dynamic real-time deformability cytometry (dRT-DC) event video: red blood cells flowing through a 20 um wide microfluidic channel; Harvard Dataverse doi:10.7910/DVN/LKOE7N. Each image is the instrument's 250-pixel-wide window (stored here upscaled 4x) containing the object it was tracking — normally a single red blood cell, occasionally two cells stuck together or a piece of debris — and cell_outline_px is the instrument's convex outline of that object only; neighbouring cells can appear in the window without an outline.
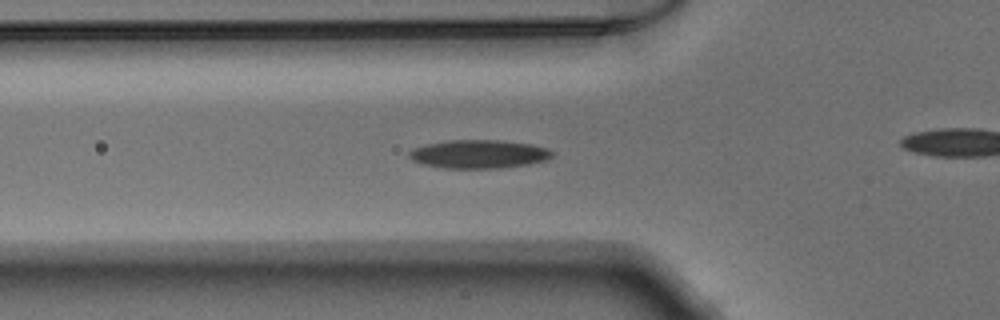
{"species": "Egyptian fruit bat (a non-hibernating species)", "species_latin": "Rousettus aegyptiacus", "temperature_condition": "warm", "stored_images_in_passage": 43, "camera_frame_rate_fps": 3000, "um_per_image_px": 0.085, "animal": {"sex": "male"}, "frame": {"image": 1, "passage_image": 9, "time_ms": 2.667, "image_size_px": [1000, 320], "cell_outline_px": [[556, 152], [548, 160], [528, 164], [500, 168], [444, 168], [420, 164], [412, 160], [408, 156], [408, 152], [412, 148], [428, 144], [448, 140], [500, 140], [532, 144], [548, 148]], "centroid_in_image_um": [40.71, 13.1], "position_along_channel_um": 85.1, "area_um2": 23.99}}
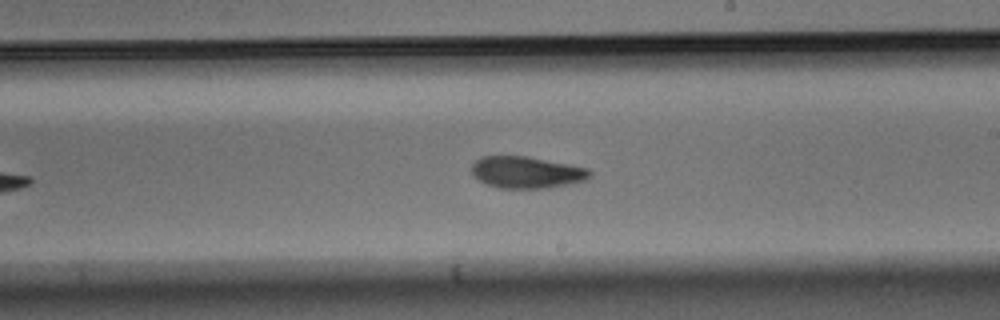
{"frame": {"image": 2, "passage_image": 21, "time_ms": 6.667, "image_size_px": [1000, 320], "cell_outline_px": [[592, 176], [588, 180], [572, 184], [548, 188], [496, 188], [480, 180], [472, 172], [472, 164], [480, 156], [528, 156], [588, 168], [592, 172]], "centroid_in_image_um": [44.81, 14.65], "position_along_channel_um": 244.2, "area_um2": 22.02}}
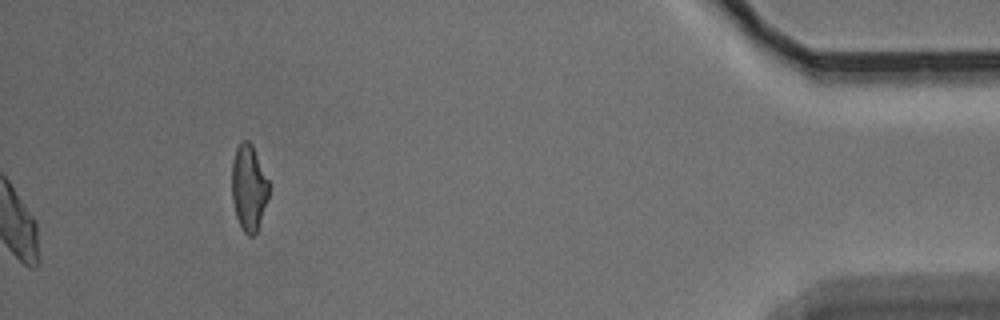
{"frame": {"image": 3, "passage_image": 43, "time_ms": 14.0, "image_size_px": [1000, 320], "cell_outline_px": [[268, 196], [256, 232], [252, 236], [248, 236], [244, 232], [236, 216], [232, 200], [232, 160], [236, 148], [244, 140], [248, 140], [252, 144], [268, 180]], "centroid_in_image_um": [21.12, 15.94], "position_along_channel_um": 414.1, "area_um2": 18.21}}